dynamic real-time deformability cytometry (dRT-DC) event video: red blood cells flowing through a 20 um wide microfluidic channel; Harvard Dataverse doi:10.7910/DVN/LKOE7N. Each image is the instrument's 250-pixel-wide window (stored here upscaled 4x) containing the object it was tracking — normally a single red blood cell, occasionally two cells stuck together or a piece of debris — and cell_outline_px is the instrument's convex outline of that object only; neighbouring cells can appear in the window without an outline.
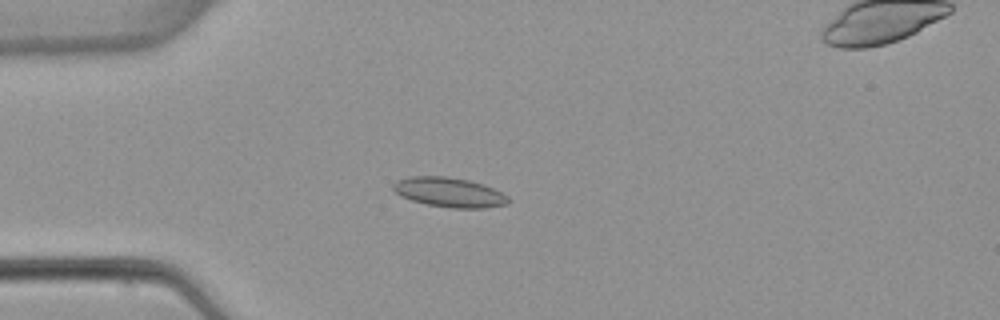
{"species": "common noctule bat (a hibernating species)", "species_latin": "Nyctalus noctula", "temperature_condition": "warm", "stored_images_in_passage": 5, "camera_frame_rate_fps": 3000, "um_per_image_px": 0.085, "animal": {"sex": "female", "body_mass_g": 22.7, "forearm_length_mm": 54.2}, "frame": {"image": 1, "passage_image": 4, "time_ms": 4.333, "image_size_px": [1000, 320], "cell_outline_px": [[512, 200], [508, 204], [484, 208], [452, 208], [428, 204], [412, 200], [400, 196], [392, 188], [392, 184], [396, 180], [408, 176], [448, 176], [468, 180], [484, 184], [508, 196]], "centroid_in_image_um": [38.19, 16.34], "position_along_channel_um": 46.8, "area_um2": 20.0}}